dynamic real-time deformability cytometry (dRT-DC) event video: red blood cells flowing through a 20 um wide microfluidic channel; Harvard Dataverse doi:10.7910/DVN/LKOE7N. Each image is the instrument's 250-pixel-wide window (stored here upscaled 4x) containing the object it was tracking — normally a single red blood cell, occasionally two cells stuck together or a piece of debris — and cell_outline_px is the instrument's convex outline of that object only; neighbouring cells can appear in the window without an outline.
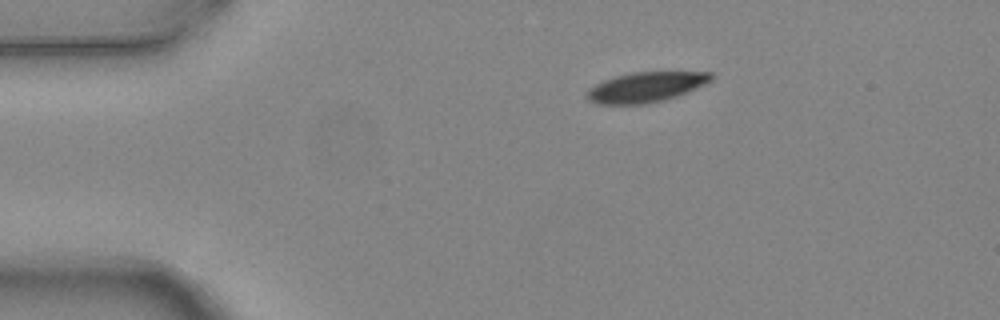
{"species": "common noctule bat (a hibernating species)", "species_latin": "Nyctalus noctula", "temperature_condition": "warm", "stored_images_in_passage": 2, "camera_frame_rate_fps": 3000, "um_per_image_px": 0.085, "animal": {"sex": "female", "body_mass_g": 24.6, "forearm_length_mm": 56.2}, "frame": {"image": 1, "passage_image": 1, "time_ms": 0.0, "image_size_px": [1000, 320], "cell_outline_px": [[712, 80], [704, 84], [676, 96], [664, 100], [644, 104], [596, 104], [588, 100], [588, 88], [604, 80], [616, 76], [632, 72], [712, 72]], "centroid_in_image_um": [54.87, 7.4], "position_along_channel_um": 30.1, "area_um2": 21.5}}